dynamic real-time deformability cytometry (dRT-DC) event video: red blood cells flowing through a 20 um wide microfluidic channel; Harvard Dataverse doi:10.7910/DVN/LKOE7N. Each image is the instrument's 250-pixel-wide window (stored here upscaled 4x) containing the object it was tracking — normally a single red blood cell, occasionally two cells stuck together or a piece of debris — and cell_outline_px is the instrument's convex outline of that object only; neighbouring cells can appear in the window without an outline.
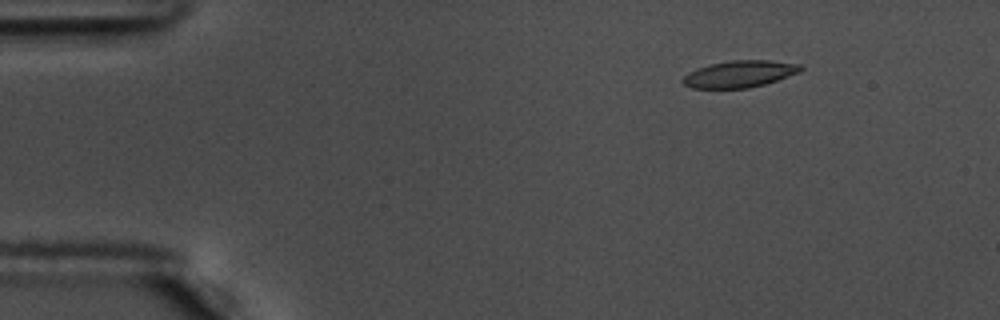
{"species": "common noctule bat (a hibernating species)", "species_latin": "Nyctalus noctula", "temperature_condition": "warm", "stored_images_in_passage": 52, "camera_frame_rate_fps": 3000, "um_per_image_px": 0.085, "animal": {"sex": "male", "body_mass_g": 17.5, "forearm_length_mm": 52.3}, "frame": {"image": 1, "passage_image": 3, "time_ms": 0.667, "image_size_px": [1000, 320], "cell_outline_px": [[804, 68], [800, 72], [764, 84], [748, 88], [692, 88], [684, 84], [680, 80], [688, 72], [712, 64], [732, 60], [768, 60], [804, 64]], "centroid_in_image_um": [62.9, 6.28], "position_along_channel_um": 22.1, "area_um2": 18.32}}
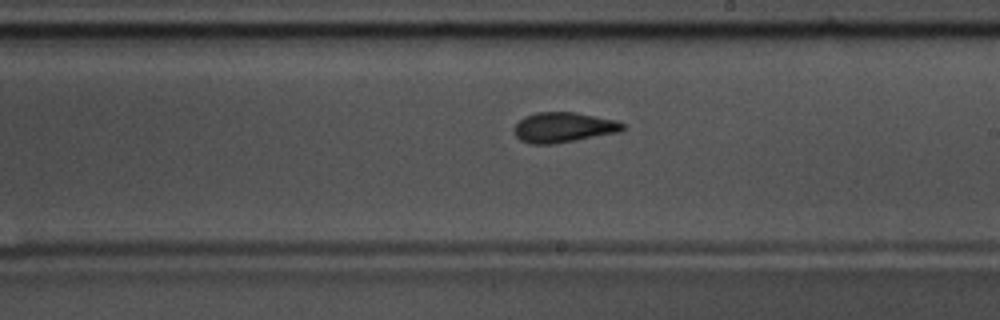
{"frame": {"image": 2, "passage_image": 28, "time_ms": 9.0, "image_size_px": [1000, 320], "cell_outline_px": [[624, 128], [620, 132], [556, 144], [532, 144], [520, 140], [516, 136], [512, 128], [524, 116], [536, 112], [576, 112], [616, 120], [624, 124]], "centroid_in_image_um": [47.88, 10.83], "position_along_channel_um": 241.1, "area_um2": 19.25}}
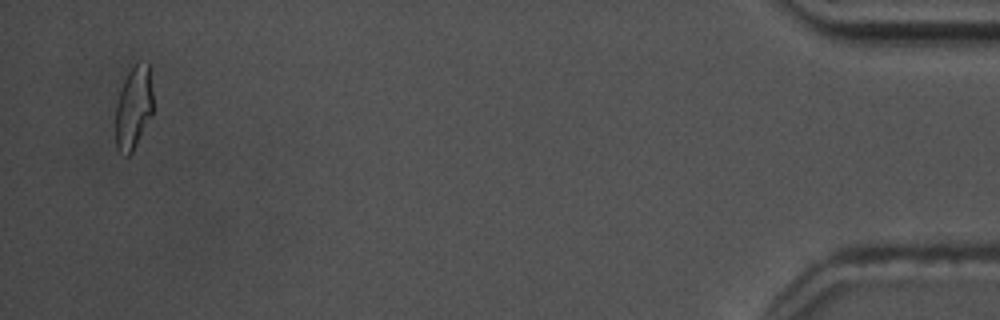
{"frame": {"image": 3, "passage_image": 50, "time_ms": 16.333, "image_size_px": [1000, 320], "cell_outline_px": [[152, 116], [132, 152], [128, 156], [124, 156], [116, 148], [116, 104], [120, 88], [128, 72], [136, 64], [148, 64], [152, 92]], "centroid_in_image_um": [11.34, 9.21], "position_along_channel_um": 423.9, "area_um2": 17.98}, "authors_computed_cell_mechanics": {"area_um2": 18.785, "velocity_mm_per_s": 3.6288, "shape_relaxation_time_tau1_ms": 4.0863, "shape_relaxation_time_tau2_ms": 1.8097, "deformation_change_tau1": 0.1556, "deformation_change_tau2": 0.0768}}